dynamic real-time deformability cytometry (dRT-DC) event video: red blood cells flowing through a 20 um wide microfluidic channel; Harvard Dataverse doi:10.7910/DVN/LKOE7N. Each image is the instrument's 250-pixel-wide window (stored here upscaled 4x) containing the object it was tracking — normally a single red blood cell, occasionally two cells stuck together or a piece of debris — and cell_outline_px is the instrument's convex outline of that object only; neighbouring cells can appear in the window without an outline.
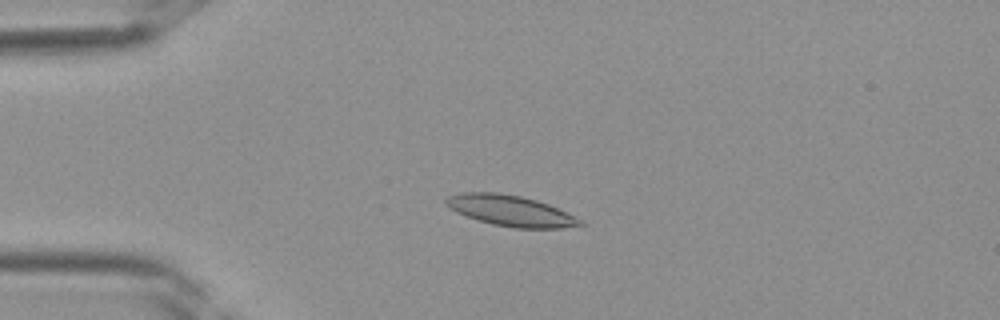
{"species": "Egyptian fruit bat (a non-hibernating species)", "species_latin": "Rousettus aegyptiacus", "temperature_condition": "room temperature", "stored_images_in_passage": 31, "camera_frame_rate_fps": 3000, "um_per_image_px": 0.085, "frame": {"image": 1, "passage_image": 2, "time_ms": 0.333, "image_size_px": [1000, 320], "cell_outline_px": [[584, 224], [560, 228], [512, 228], [492, 224], [456, 212], [444, 204], [444, 200], [448, 196], [460, 192], [496, 192], [520, 196], [536, 200], [548, 204], [580, 220]], "centroid_in_image_um": [43.32, 17.9], "position_along_channel_um": 41.7, "area_um2": 23.7}}
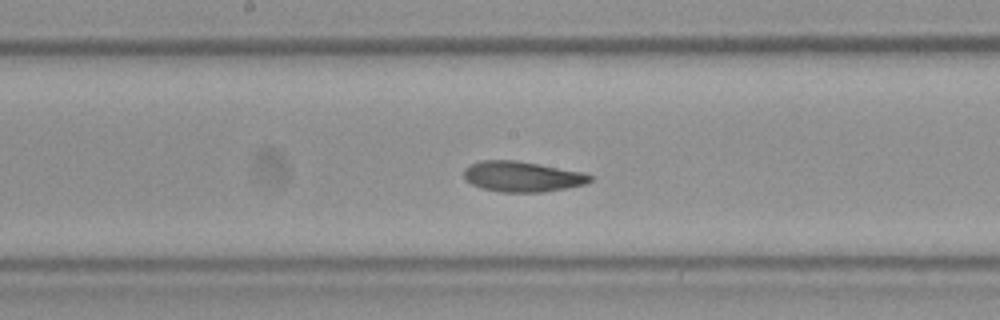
{"frame": {"image": 2, "passage_image": 13, "time_ms": 4.0, "image_size_px": [1000, 320], "cell_outline_px": [[592, 180], [584, 184], [564, 188], [540, 192], [500, 192], [484, 188], [472, 184], [464, 180], [464, 168], [480, 160], [516, 160], [540, 164], [580, 172], [592, 176]], "centroid_in_image_um": [44.33, 15.0], "position_along_channel_um": 203.9, "area_um2": 22.14}}
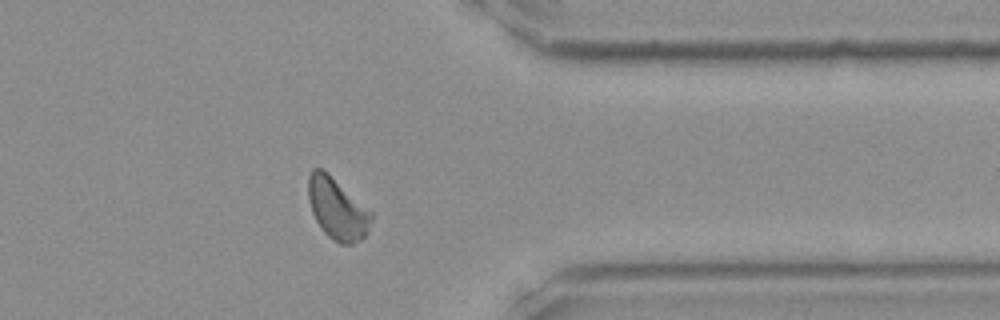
{"frame": {"image": 3, "passage_image": 24, "time_ms": 7.667, "image_size_px": [1000, 320], "cell_outline_px": [[372, 220], [368, 232], [360, 240], [352, 244], [340, 244], [332, 240], [320, 228], [312, 212], [308, 200], [308, 176], [312, 168], [320, 168], [328, 172], [372, 212]], "centroid_in_image_um": [28.65, 17.74], "position_along_channel_um": 382.7, "area_um2": 22.72}}